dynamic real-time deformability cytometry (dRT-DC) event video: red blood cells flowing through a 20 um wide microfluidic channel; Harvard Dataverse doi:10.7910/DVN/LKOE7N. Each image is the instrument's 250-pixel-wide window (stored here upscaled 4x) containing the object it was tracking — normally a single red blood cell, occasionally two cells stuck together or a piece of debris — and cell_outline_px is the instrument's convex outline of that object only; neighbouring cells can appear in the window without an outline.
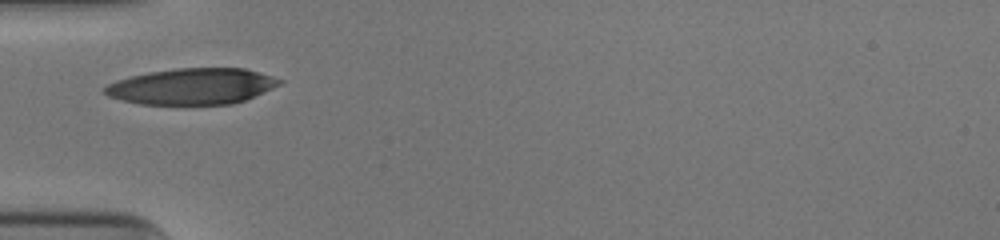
{"species": "human", "species_latin": "Homo sapiens", "temperature_condition": "cold", "stored_images_in_passage": 26, "camera_frame_rate_fps": 3000, "um_per_image_px": 0.085, "donor": {"sex": "male"}, "frame": {"image": 1, "passage_image": 1, "time_ms": 0.0, "image_size_px": [1000, 240], "cell_outline_px": [[284, 80], [280, 84], [272, 88], [244, 100], [232, 104], [140, 104], [108, 96], [104, 92], [104, 88], [108, 84], [116, 80], [148, 72], [176, 68], [244, 68], [272, 76]], "centroid_in_image_um": [16.32, 7.33], "position_along_channel_um": 68.7, "area_um2": 36.47}}
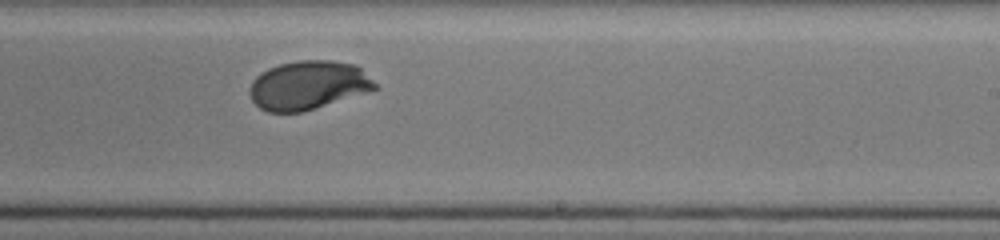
{"frame": {"image": 2, "passage_image": 16, "time_ms": 5.0, "image_size_px": [1000, 240], "cell_outline_px": [[380, 88], [368, 92], [300, 112], [268, 112], [260, 108], [252, 100], [248, 92], [248, 88], [252, 80], [256, 76], [268, 68], [280, 64], [300, 60], [332, 60], [356, 64]], "centroid_in_image_um": [26.17, 7.23], "position_along_channel_um": 262.8, "area_um2": 35.55}}
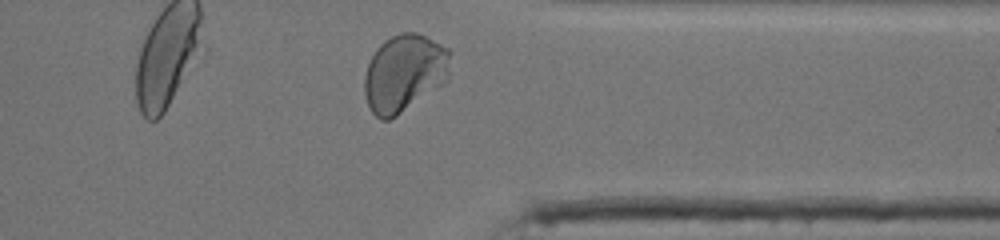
{"frame": {"image": 3, "passage_image": 25, "time_ms": 8.0, "image_size_px": [1000, 240], "cell_outline_px": [[448, 80], [444, 84], [396, 116], [388, 120], [380, 120], [372, 112], [368, 104], [364, 92], [364, 76], [368, 64], [376, 48], [384, 40], [400, 32], [416, 32], [448, 48]], "centroid_in_image_um": [34.34, 6.22], "position_along_channel_um": 377.1, "area_um2": 38.55}, "authors_computed_cell_mechanics": {"area_um2": 36.0672, "velocity_mm_per_s": 3.9038, "shape_relaxation_time_tau1_ms": 2.7465, "shape_relaxation_time_tau2_ms": null, "deformation_change_tau1": 0.1775, "deformation_change_tau2": null}}